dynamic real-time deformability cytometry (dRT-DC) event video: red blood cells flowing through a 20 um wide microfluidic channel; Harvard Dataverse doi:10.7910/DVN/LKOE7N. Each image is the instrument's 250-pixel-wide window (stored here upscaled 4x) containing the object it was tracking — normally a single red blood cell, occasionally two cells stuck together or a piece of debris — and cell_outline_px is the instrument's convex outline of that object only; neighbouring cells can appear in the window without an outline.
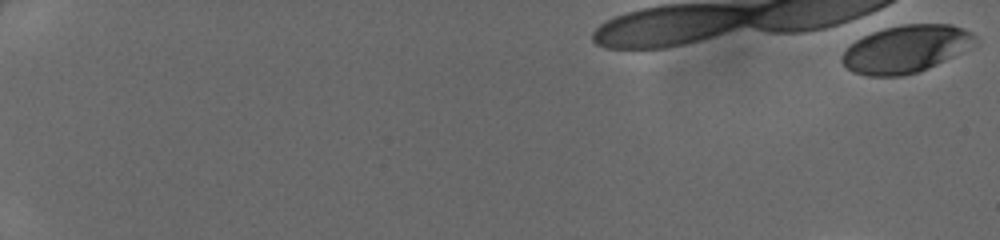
{"species": "human", "species_latin": "Homo sapiens", "temperature_condition": "cold", "stored_images_in_passage": 4, "camera_frame_rate_fps": 3000, "um_per_image_px": 0.085, "donor": {"sex": "female"}, "frame": {"image": 1, "passage_image": 1, "time_ms": 0.0, "image_size_px": [1000, 240], "cell_outline_px": [[980, 40], [952, 56], [928, 68], [916, 72], [900, 76], [868, 76], [852, 72], [840, 60], [840, 56], [856, 40], [872, 32], [884, 28], [904, 24], [952, 24], [964, 28], [972, 32]], "centroid_in_image_um": [76.99, 4.15], "position_along_channel_um": 8.0, "area_um2": 36.47}}